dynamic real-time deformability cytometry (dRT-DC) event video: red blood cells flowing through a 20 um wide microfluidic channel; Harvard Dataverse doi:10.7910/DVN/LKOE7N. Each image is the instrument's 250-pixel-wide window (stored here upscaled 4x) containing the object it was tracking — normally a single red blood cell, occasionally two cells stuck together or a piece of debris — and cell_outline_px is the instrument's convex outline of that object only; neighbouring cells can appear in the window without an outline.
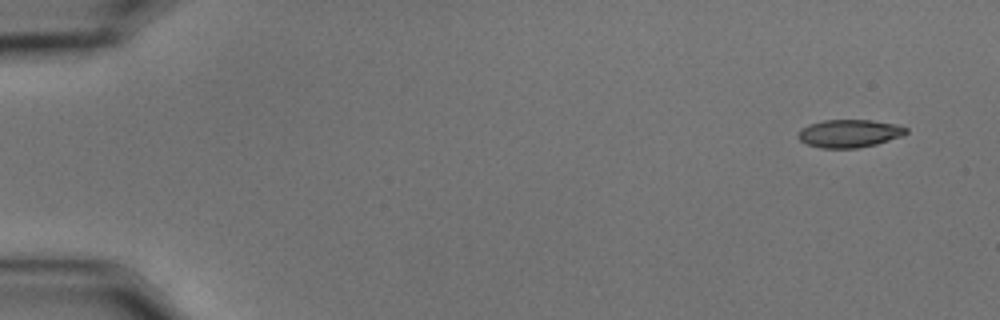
{"species": "common noctule bat (a hibernating species)", "species_latin": "Nyctalus noctula", "temperature_condition": "cold", "stored_images_in_passage": 17, "camera_frame_rate_fps": 3000, "um_per_image_px": 0.085, "animal": {"sex": "male", "body_mass_g": 15.6}, "frame": {"image": 1, "passage_image": 1, "time_ms": 0.0, "image_size_px": [1000, 320], "cell_outline_px": [[908, 132], [904, 136], [876, 144], [856, 148], [820, 148], [808, 144], [800, 140], [796, 136], [800, 128], [808, 124], [824, 120], [872, 120], [896, 124], [908, 128]], "centroid_in_image_um": [72.19, 11.34], "position_along_channel_um": 12.8, "area_um2": 17.74}}
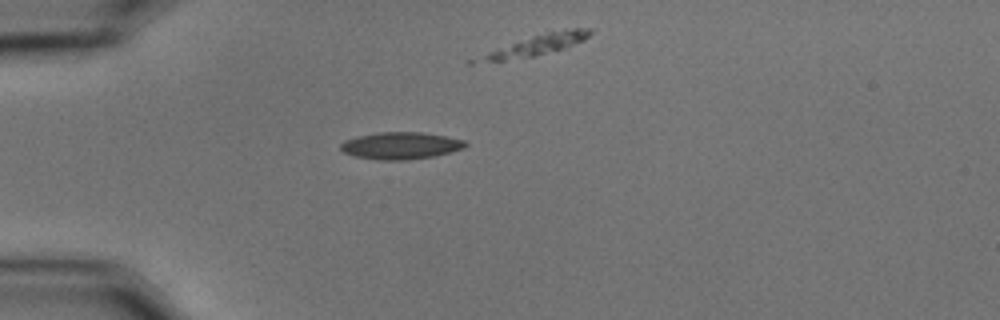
{"frame": {"image": 2, "passage_image": 14, "time_ms": 4.333, "image_size_px": [1000, 320], "cell_outline_px": [[468, 144], [464, 148], [432, 156], [408, 160], [380, 160], [356, 156], [344, 152], [340, 148], [340, 144], [344, 140], [356, 136], [380, 132], [420, 132], [444, 136], [464, 140]], "centroid_in_image_um": [34.03, 12.37], "position_along_channel_um": 51.0, "area_um2": 19.48}}